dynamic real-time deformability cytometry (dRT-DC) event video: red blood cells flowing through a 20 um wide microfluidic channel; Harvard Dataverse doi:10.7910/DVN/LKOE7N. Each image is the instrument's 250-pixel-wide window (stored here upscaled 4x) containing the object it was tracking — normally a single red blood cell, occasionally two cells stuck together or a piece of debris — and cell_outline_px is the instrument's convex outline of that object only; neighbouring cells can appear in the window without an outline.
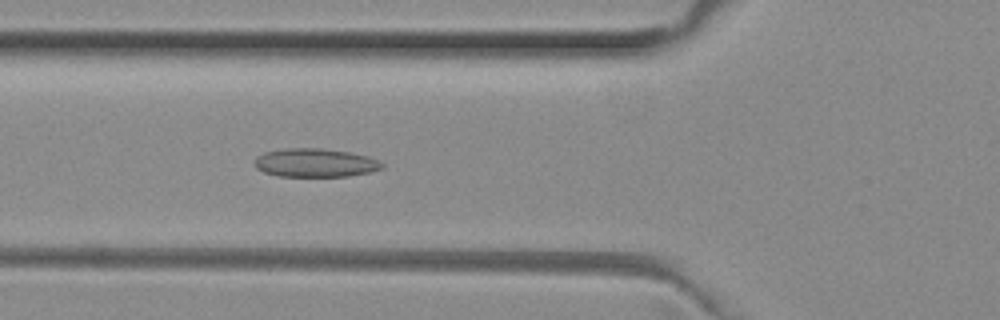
{"species": "common noctule bat (a hibernating species)", "species_latin": "Nyctalus noctula", "temperature_condition": "room temperature", "stored_images_in_passage": 43, "camera_frame_rate_fps": 3000, "um_per_image_px": 0.085, "animal": {"sex": "female", "body_mass_g": 29.2, "forearm_length_mm": 56.3}, "frame": {"image": 1, "passage_image": 9, "time_ms": 2.667, "image_size_px": [1000, 320], "cell_outline_px": [[384, 168], [368, 172], [348, 176], [280, 176], [264, 172], [256, 168], [256, 156], [264, 152], [284, 148], [320, 148], [348, 152], [368, 156], [380, 160], [384, 164]], "centroid_in_image_um": [26.81, 13.83], "position_along_channel_um": 99.0, "area_um2": 21.15}}
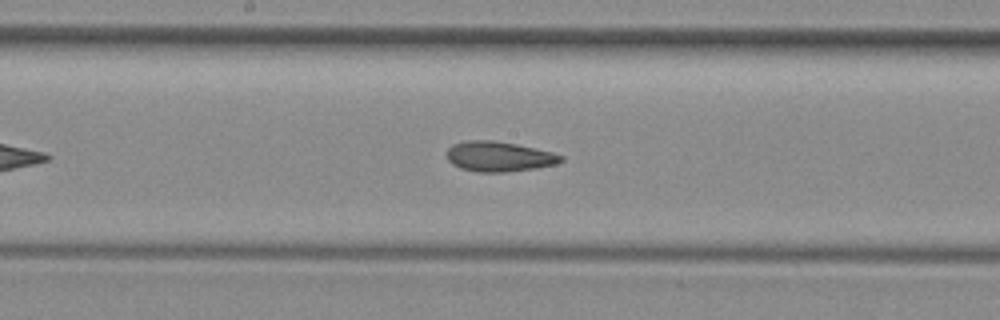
{"frame": {"image": 2, "passage_image": 17, "time_ms": 5.333, "image_size_px": [1000, 320], "cell_outline_px": [[564, 160], [556, 164], [536, 168], [504, 172], [476, 172], [460, 168], [452, 164], [448, 160], [448, 148], [452, 144], [464, 140], [492, 140], [516, 144], [552, 152], [564, 156]], "centroid_in_image_um": [42.4, 13.3], "position_along_channel_um": 205.8, "area_um2": 20.06}}
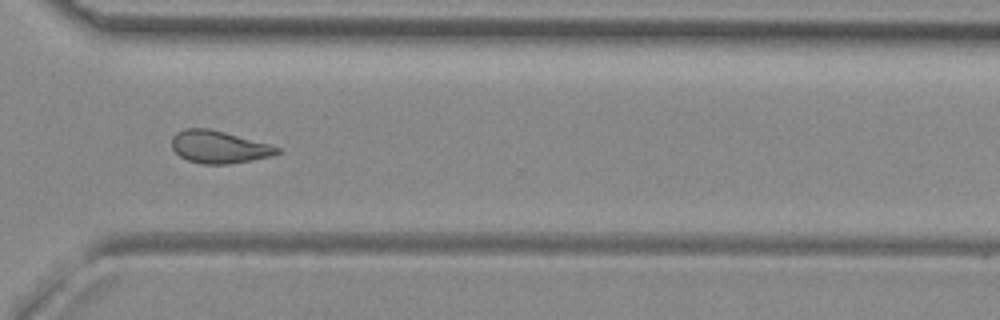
{"frame": {"image": 3, "passage_image": 28, "time_ms": 9.0, "image_size_px": [1000, 320], "cell_outline_px": [[280, 152], [272, 156], [228, 164], [204, 164], [188, 160], [180, 156], [172, 148], [172, 136], [176, 132], [184, 128], [208, 128], [224, 132], [268, 144], [280, 148]], "centroid_in_image_um": [18.57, 12.49], "position_along_channel_um": 352.0, "area_um2": 19.71}}